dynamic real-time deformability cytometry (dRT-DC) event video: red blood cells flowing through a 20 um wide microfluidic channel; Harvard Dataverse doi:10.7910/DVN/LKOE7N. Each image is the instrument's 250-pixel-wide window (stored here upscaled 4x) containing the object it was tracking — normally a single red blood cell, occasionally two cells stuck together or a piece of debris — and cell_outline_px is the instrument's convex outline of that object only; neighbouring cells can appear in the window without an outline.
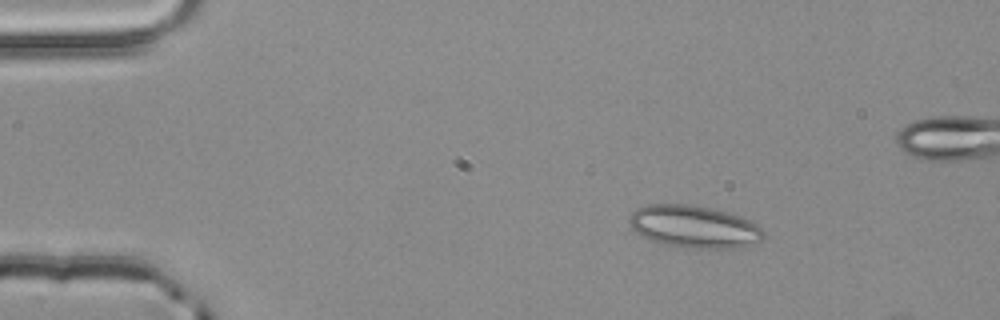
{"species": "common noctule bat (a hibernating species)", "species_latin": "Nyctalus noctula", "temperature_condition": "room temperature", "stored_images_in_passage": 3, "camera_frame_rate_fps": 3000, "um_per_image_px": 0.085, "animal": {"sex": "male", "body_mass_g": 20.4}, "frame": {"image": 1, "passage_image": 1, "time_ms": 0.0, "image_size_px": [1000, 320], "cell_outline_px": [[764, 236], [760, 240], [740, 248], [684, 248], [660, 244], [648, 240], [640, 236], [628, 224], [628, 220], [632, 212], [636, 208], [648, 204], [688, 204], [712, 208], [740, 216], [756, 224], [764, 232]], "centroid_in_image_um": [58.93, 19.27], "position_along_channel_um": 26.1, "area_um2": 33.47}}